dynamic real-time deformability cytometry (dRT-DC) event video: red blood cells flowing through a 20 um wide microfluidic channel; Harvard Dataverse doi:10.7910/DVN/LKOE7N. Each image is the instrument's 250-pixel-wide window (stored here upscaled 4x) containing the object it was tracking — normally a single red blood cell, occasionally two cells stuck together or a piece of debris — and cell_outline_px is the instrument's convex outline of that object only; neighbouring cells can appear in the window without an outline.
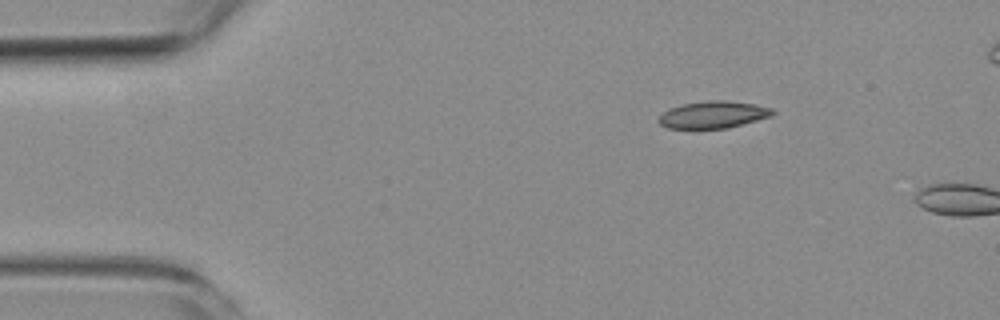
{"species": "common noctule bat (a hibernating species)", "species_latin": "Nyctalus noctula", "temperature_condition": "room temperature", "stored_images_in_passage": 2, "camera_frame_rate_fps": 3000, "um_per_image_px": 0.085, "animal": {"sex": "female", "body_mass_g": 19.3, "forearm_length_mm": 54.1}, "frame": {"image": 1, "passage_image": 1, "time_ms": 0.0, "image_size_px": [1000, 320], "cell_outline_px": [[776, 112], [772, 116], [728, 128], [668, 128], [660, 124], [656, 120], [664, 112], [680, 104], [708, 100], [724, 100], [756, 104], [772, 108]], "centroid_in_image_um": [60.64, 9.74], "position_along_channel_um": 24.4, "area_um2": 17.98}}